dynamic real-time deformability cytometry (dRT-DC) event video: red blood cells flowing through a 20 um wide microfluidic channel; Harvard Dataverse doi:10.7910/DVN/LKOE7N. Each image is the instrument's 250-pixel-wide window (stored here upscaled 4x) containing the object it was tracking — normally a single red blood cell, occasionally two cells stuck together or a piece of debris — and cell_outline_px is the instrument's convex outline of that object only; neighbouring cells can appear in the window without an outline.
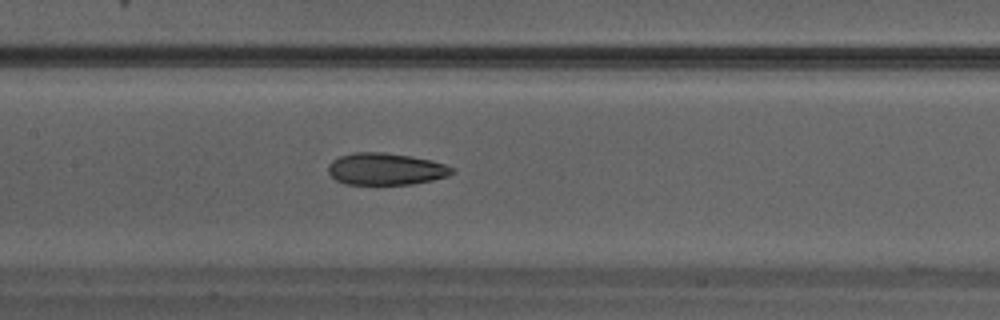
{"species": "Egyptian fruit bat (a non-hibernating species)", "species_latin": "Rousettus aegyptiacus", "temperature_condition": "warm", "stored_images_in_passage": 31, "camera_frame_rate_fps": 3000, "um_per_image_px": 0.085, "animal": {"sex": "male"}, "frame": {"image": 1, "passage_image": 14, "time_ms": 4.333, "image_size_px": [1000, 320], "cell_outline_px": [[456, 172], [448, 176], [432, 180], [412, 184], [344, 184], [336, 180], [328, 172], [328, 164], [332, 160], [340, 156], [352, 152], [384, 152], [432, 160], [456, 168]], "centroid_in_image_um": [32.8, 14.36], "position_along_channel_um": 174.6, "area_um2": 23.18}}